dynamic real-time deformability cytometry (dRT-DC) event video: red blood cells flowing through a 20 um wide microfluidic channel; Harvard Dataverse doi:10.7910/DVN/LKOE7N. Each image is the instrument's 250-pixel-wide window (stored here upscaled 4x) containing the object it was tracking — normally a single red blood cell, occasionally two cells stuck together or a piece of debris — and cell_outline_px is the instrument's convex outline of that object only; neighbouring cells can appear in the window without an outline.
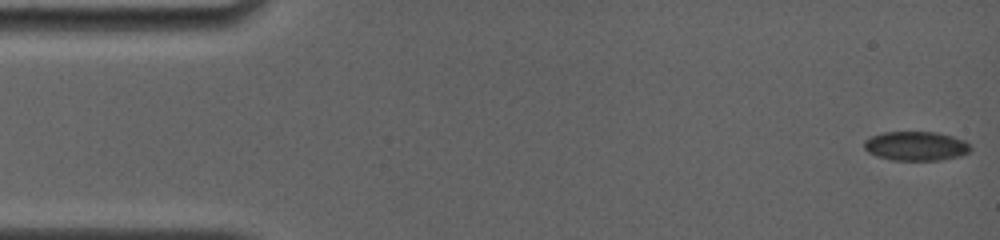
{"species": "common noctule bat (a hibernating species)", "species_latin": "Nyctalus noctula", "temperature_condition": "room temperature", "stored_images_in_passage": 25, "segment_of_instrument_passage": [1, 2], "camera_frame_rate_fps": 4000, "um_per_image_px": 0.085, "animal": {"sex": "female", "body_mass_g": 19.0, "forearm_length_mm": 56.7}, "frame": {"image": 1, "passage_image": 1, "time_ms": 0.0, "image_size_px": [1000, 240], "cell_outline_px": [[972, 148], [968, 152], [960, 156], [940, 160], [892, 160], [876, 156], [868, 152], [864, 148], [864, 140], [872, 136], [884, 132], [936, 132], [952, 136], [964, 140]], "centroid_in_image_um": [77.84, 12.41], "position_along_channel_um": 7.2, "area_um2": 18.09}}